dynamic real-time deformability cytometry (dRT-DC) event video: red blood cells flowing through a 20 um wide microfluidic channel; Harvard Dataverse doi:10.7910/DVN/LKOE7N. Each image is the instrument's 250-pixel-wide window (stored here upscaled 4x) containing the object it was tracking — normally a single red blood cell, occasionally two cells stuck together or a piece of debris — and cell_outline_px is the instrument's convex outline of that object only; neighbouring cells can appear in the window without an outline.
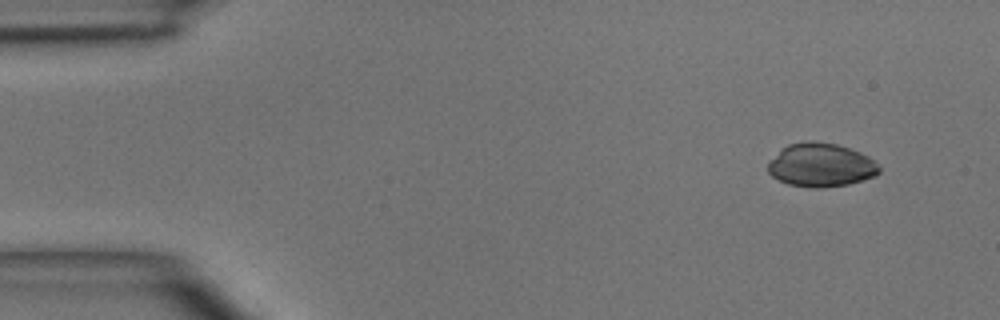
{"species": "common noctule bat (a hibernating species)", "species_latin": "Nyctalus noctula", "temperature_condition": "room temperature", "stored_images_in_passage": 3, "camera_frame_rate_fps": 3000, "um_per_image_px": 0.085, "animal": {"sex": "male", "body_mass_g": 15.6}, "frame": {"image": 1, "passage_image": 1, "time_ms": 0.0, "image_size_px": [1000, 320], "cell_outline_px": [[880, 172], [876, 176], [848, 184], [816, 188], [788, 184], [772, 176], [768, 172], [768, 164], [780, 148], [788, 144], [808, 140], [812, 140], [836, 144], [860, 152], [868, 156], [880, 168]], "centroid_in_image_um": [69.76, 14.01], "position_along_channel_um": 15.2, "area_um2": 28.15}}
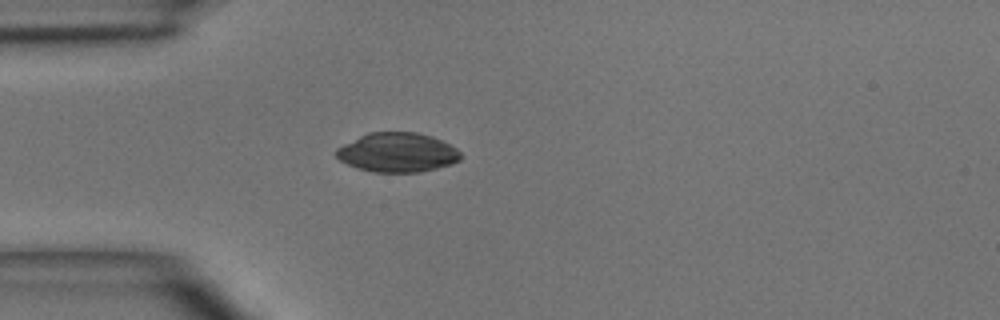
{"frame": {"image": 2, "passage_image": 3, "time_ms": 3.0, "image_size_px": [1000, 320], "cell_outline_px": [[464, 156], [460, 160], [452, 164], [420, 172], [376, 172], [360, 168], [348, 164], [340, 160], [336, 156], [336, 148], [368, 132], [416, 132], [432, 136], [456, 148]], "centroid_in_image_um": [33.81, 12.95], "position_along_channel_um": 51.2, "area_um2": 28.38}}